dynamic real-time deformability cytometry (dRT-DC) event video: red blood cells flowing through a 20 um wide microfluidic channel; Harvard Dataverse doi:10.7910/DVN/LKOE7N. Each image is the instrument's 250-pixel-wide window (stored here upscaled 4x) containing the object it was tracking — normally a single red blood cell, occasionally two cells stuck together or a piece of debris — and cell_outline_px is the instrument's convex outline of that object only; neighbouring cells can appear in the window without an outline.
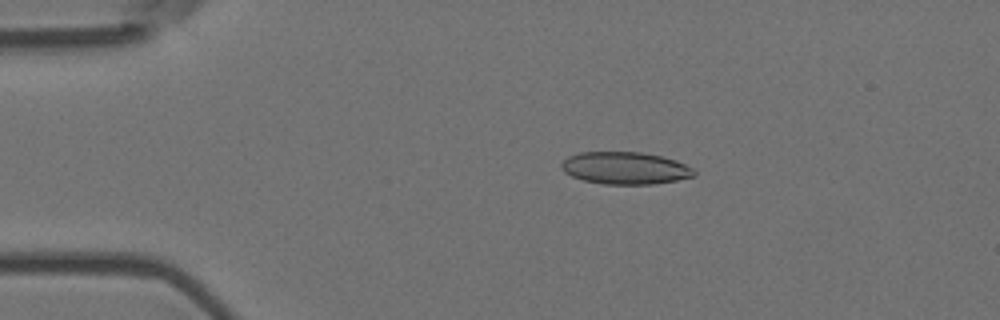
{"species": "Egyptian fruit bat (a non-hibernating species)", "species_latin": "Rousettus aegyptiacus", "temperature_condition": "room temperature", "stored_images_in_passage": 55, "camera_frame_rate_fps": 3000, "um_per_image_px": 0.085, "animal": {"sex": "female"}, "frame": {"image": 1, "passage_image": 11, "time_ms": 3.333, "image_size_px": [1000, 320], "cell_outline_px": [[696, 176], [676, 180], [652, 184], [604, 184], [584, 180], [572, 176], [564, 172], [560, 168], [560, 164], [568, 156], [580, 152], [640, 152], [660, 156], [676, 160], [692, 168], [696, 172]], "centroid_in_image_um": [53.12, 14.28], "position_along_channel_um": 31.9, "area_um2": 24.91}}
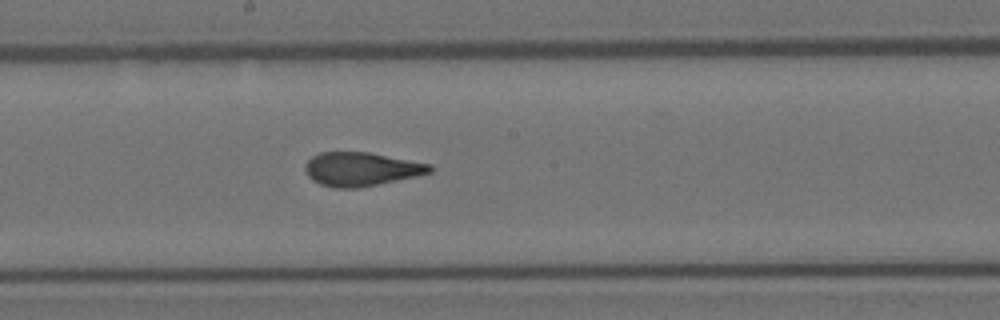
{"frame": {"image": 2, "passage_image": 30, "time_ms": 9.667, "image_size_px": [1000, 320], "cell_outline_px": [[436, 168], [432, 172], [416, 176], [356, 188], [332, 188], [320, 184], [312, 180], [308, 176], [304, 168], [304, 164], [312, 156], [320, 152], [368, 152], [432, 164]], "centroid_in_image_um": [30.69, 14.37], "position_along_channel_um": 217.5, "area_um2": 24.57}}
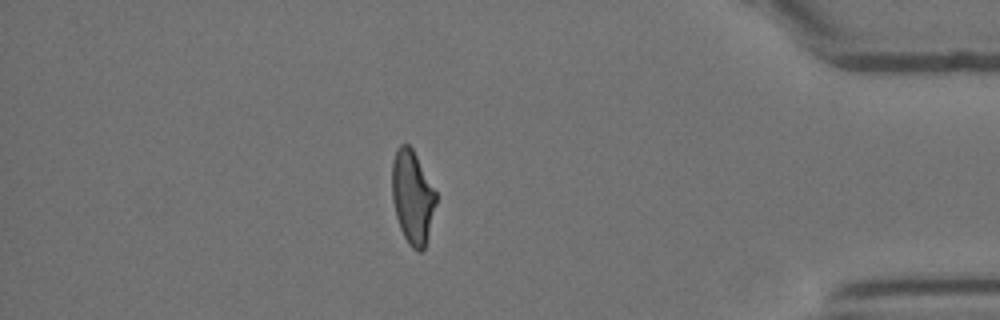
{"frame": {"image": 3, "passage_image": 48, "time_ms": 15.667, "image_size_px": [1000, 320], "cell_outline_px": [[436, 204], [428, 236], [424, 248], [420, 252], [412, 248], [408, 244], [400, 228], [396, 216], [392, 200], [392, 160], [396, 148], [400, 144], [408, 144], [412, 148], [436, 192]], "centroid_in_image_um": [35.04, 16.74], "position_along_channel_um": 400.2, "area_um2": 23.87}, "authors_computed_cell_mechanics": {"area_um2": 24.854, "velocity_mm_per_s": 3.6764, "shape_relaxation_time_tau1_ms": 6.9468, "shape_relaxation_time_tau2_ms": 1.1221, "deformation_change_tau1": 0.2097, "deformation_change_tau2": 0.0804}}